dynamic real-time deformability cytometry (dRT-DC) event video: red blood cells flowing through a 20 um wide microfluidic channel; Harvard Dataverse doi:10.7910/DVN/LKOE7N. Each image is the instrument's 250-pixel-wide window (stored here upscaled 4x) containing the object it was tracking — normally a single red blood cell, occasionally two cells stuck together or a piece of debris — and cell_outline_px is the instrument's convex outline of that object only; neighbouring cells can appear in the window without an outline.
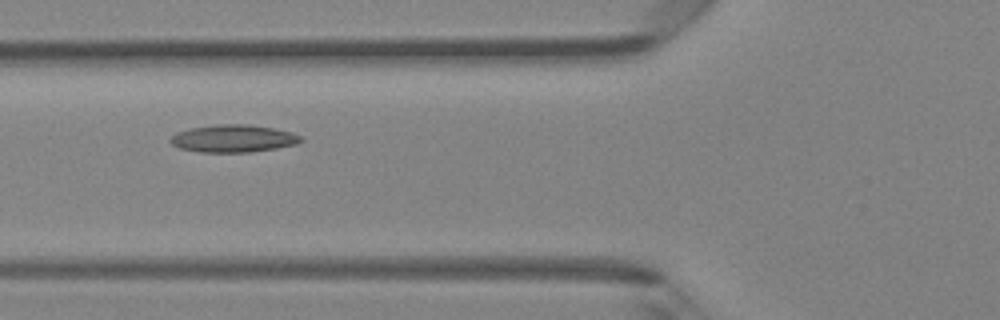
{"species": "Egyptian fruit bat (a non-hibernating species)", "species_latin": "Rousettus aegyptiacus", "temperature_condition": "room temperature", "stored_images_in_passage": 5, "camera_frame_rate_fps": 3000, "um_per_image_px": 0.085, "animal": {"sex": "female"}, "frame": {"image": 1, "passage_image": 5, "time_ms": 1.333, "image_size_px": [1000, 320], "cell_outline_px": [[304, 140], [296, 144], [276, 148], [248, 152], [200, 152], [180, 148], [172, 144], [168, 140], [176, 132], [192, 128], [216, 124], [248, 124], [272, 128], [292, 132], [300, 136]], "centroid_in_image_um": [19.82, 11.77], "position_along_channel_um": 106.0, "area_um2": 20.81}}